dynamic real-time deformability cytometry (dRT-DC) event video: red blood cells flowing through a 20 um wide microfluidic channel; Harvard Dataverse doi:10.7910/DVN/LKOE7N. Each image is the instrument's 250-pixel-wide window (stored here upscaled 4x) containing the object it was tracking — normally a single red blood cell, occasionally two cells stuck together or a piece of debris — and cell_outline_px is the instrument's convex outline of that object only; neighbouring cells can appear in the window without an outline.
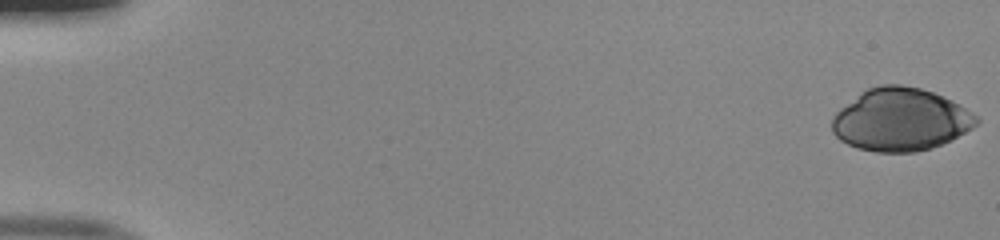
{"species": "human", "species_latin": "Homo sapiens", "temperature_condition": "room temperature", "stored_images_in_passage": 50, "camera_frame_rate_fps": 3000, "um_per_image_px": 0.085, "donor": {"sex": "male"}, "frame": {"image": 1, "passage_image": 1, "time_ms": 0.0, "image_size_px": [1000, 240], "cell_outline_px": [[980, 120], [972, 128], [952, 140], [932, 148], [916, 152], [876, 152], [856, 148], [840, 140], [832, 132], [832, 116], [840, 108], [860, 92], [868, 88], [880, 84], [900, 84], [920, 88], [932, 92], [952, 100], [976, 116]], "centroid_in_image_um": [76.52, 10.17], "position_along_channel_um": 8.5, "area_um2": 52.83}}
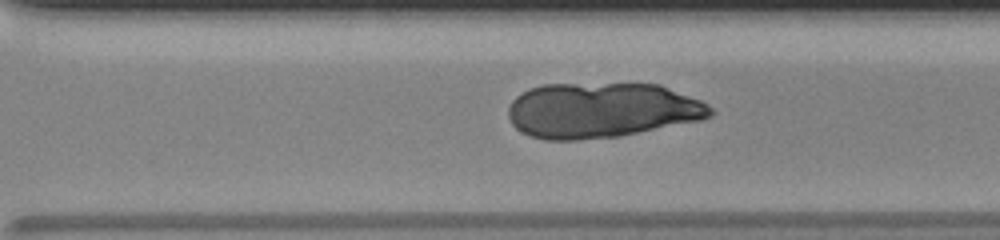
{"frame": {"image": 2, "passage_image": 37, "time_ms": 12.0, "image_size_px": [1000, 240], "cell_outline_px": [[716, 112], [712, 116], [700, 120], [620, 136], [576, 140], [544, 140], [520, 132], [512, 124], [508, 116], [508, 108], [512, 100], [516, 96], [528, 88], [544, 84], [660, 84], [700, 100], [708, 104]], "centroid_in_image_um": [51.12, 9.37], "position_along_channel_um": 319.5, "area_um2": 65.31}}
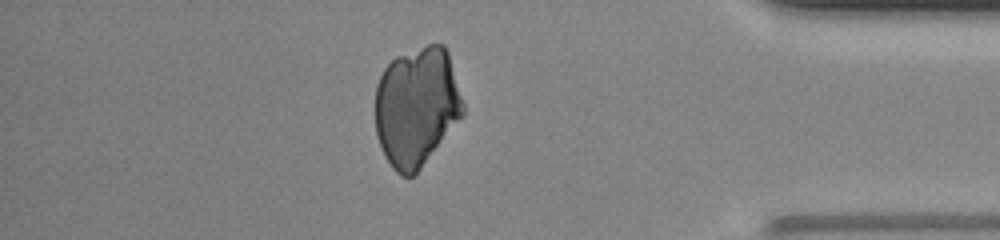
{"frame": {"image": 3, "passage_image": 45, "time_ms": 14.667, "image_size_px": [1000, 240], "cell_outline_px": [[464, 112], [420, 168], [412, 176], [400, 176], [392, 168], [384, 156], [376, 136], [376, 84], [384, 68], [396, 56], [428, 44], [444, 44], [448, 52], [464, 104]], "centroid_in_image_um": [35.38, 9.04], "position_along_channel_um": 399.8, "area_um2": 60.63}}